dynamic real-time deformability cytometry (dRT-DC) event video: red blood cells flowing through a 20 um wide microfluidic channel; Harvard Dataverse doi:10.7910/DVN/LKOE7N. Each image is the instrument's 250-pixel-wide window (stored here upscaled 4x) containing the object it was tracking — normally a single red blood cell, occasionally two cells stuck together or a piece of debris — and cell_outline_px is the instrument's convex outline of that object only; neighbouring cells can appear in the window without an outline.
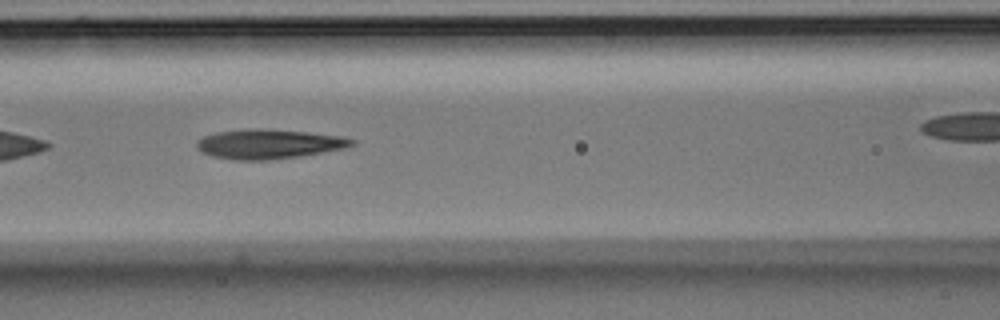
{"species": "Egyptian fruit bat (a non-hibernating species)", "species_latin": "Rousettus aegyptiacus", "temperature_condition": "room temperature", "stored_images_in_passage": 14, "camera_frame_rate_fps": 3000, "um_per_image_px": 0.085, "animal": {"sex": "male"}, "frame": {"image": 1, "passage_image": 8, "time_ms": 2.333, "image_size_px": [1000, 320], "cell_outline_px": [[356, 144], [340, 148], [320, 152], [272, 160], [236, 160], [212, 156], [200, 152], [196, 148], [196, 140], [204, 136], [216, 132], [244, 128], [264, 128], [308, 132], [340, 136], [356, 140]], "centroid_in_image_um": [22.76, 12.22], "position_along_channel_um": 143.8, "area_um2": 26.7}}